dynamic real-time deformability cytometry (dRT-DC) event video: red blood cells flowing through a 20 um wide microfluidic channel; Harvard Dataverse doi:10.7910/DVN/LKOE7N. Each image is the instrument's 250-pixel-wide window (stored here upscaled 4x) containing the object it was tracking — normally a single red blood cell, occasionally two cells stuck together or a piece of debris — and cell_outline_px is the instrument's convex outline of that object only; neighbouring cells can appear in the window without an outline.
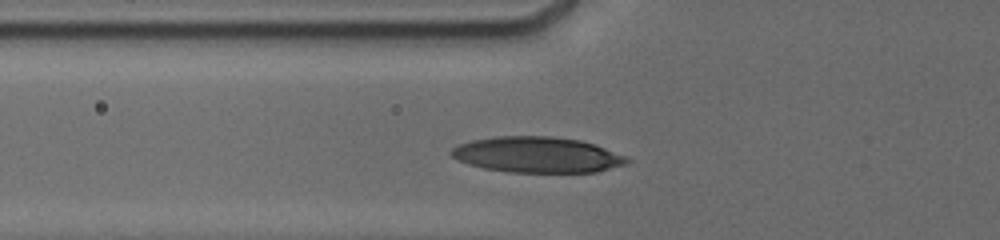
{"species": "human", "species_latin": "Homo sapiens", "temperature_condition": "cold", "stored_images_in_passage": 23, "camera_frame_rate_fps": 3000, "um_per_image_px": 0.085, "donor": {"sex": "male"}, "frame": {"image": 1, "passage_image": 3, "time_ms": 0.333, "image_size_px": [1000, 240], "cell_outline_px": [[632, 160], [628, 164], [596, 172], [508, 172], [484, 168], [468, 164], [456, 160], [448, 152], [452, 148], [460, 144], [472, 140], [496, 136], [552, 136], [580, 140], [596, 144], [624, 156]], "centroid_in_image_um": [45.66, 13.15], "position_along_channel_um": 80.1, "area_um2": 36.76}}
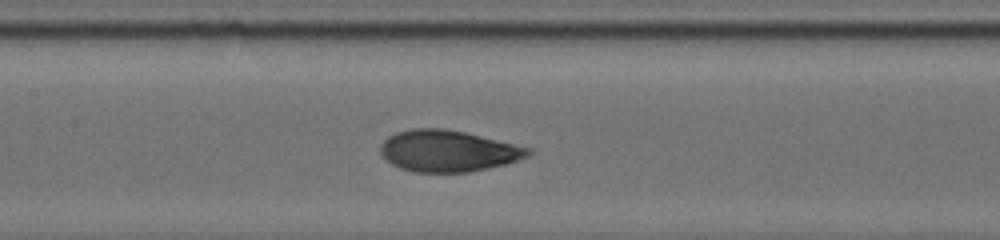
{"frame": {"image": 2, "passage_image": 8, "time_ms": 2.667, "image_size_px": [1000, 240], "cell_outline_px": [[532, 152], [528, 156], [504, 164], [488, 168], [468, 172], [416, 172], [400, 168], [392, 164], [380, 156], [380, 144], [388, 136], [396, 132], [412, 128], [440, 128], [464, 132], [532, 148]], "centroid_in_image_um": [38.04, 12.83], "position_along_channel_um": 169.4, "area_um2": 35.6}}
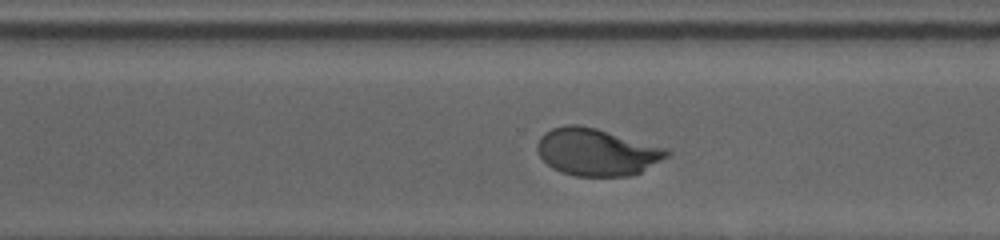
{"frame": {"image": 3, "passage_image": 18, "time_ms": 6.667, "image_size_px": [1000, 240], "cell_outline_px": [[672, 152], [668, 156], [640, 172], [628, 176], [576, 176], [560, 172], [552, 168], [540, 156], [536, 148], [536, 144], [540, 136], [544, 132], [552, 128], [568, 124], [576, 124], [596, 128], [668, 148]], "centroid_in_image_um": [50.71, 12.91], "position_along_channel_um": 319.9, "area_um2": 35.72}}